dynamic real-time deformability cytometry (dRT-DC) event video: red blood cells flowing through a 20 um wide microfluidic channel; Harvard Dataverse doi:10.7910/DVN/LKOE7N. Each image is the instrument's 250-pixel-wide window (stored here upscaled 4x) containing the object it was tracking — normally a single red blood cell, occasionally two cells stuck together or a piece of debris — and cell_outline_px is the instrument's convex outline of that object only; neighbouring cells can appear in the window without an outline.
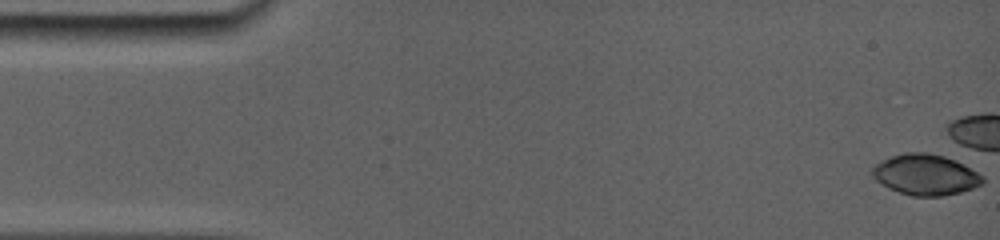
{"species": "common noctule bat (a hibernating species)", "species_latin": "Nyctalus noctula", "temperature_condition": "room temperature", "stored_images_in_passage": 3, "camera_frame_rate_fps": 5000, "um_per_image_px": 0.085, "animal": {"sex": "female", "body_mass_g": 19.0, "forearm_length_mm": 56.7}, "frame": {"image": 1, "passage_image": 1, "time_ms": 0.0, "image_size_px": [1000, 240], "cell_outline_px": [[984, 180], [980, 184], [972, 188], [960, 192], [940, 196], [912, 196], [900, 192], [876, 180], [872, 172], [880, 164], [896, 156], [940, 156], [952, 160], [976, 172]], "centroid_in_image_um": [78.73, 14.94], "position_along_channel_um": 6.3, "area_um2": 23.87}}